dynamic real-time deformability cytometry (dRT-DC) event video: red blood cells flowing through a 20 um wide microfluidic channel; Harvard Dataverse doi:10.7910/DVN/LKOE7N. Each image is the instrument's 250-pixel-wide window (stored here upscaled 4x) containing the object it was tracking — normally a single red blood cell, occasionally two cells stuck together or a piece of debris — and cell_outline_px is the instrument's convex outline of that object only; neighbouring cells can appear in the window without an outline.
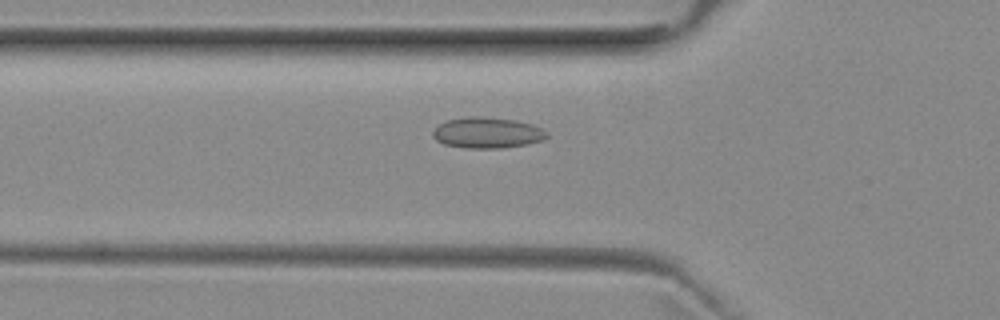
{"species": "common noctule bat (a hibernating species)", "species_latin": "Nyctalus noctula", "temperature_condition": "room temperature", "stored_images_in_passage": 36, "camera_frame_rate_fps": 3000, "um_per_image_px": 0.085, "animal": {"sex": "female", "body_mass_g": 29.2, "forearm_length_mm": 56.3}, "frame": {"image": 1, "passage_image": 6, "time_ms": 1.667, "image_size_px": [1000, 320], "cell_outline_px": [[548, 136], [544, 140], [524, 144], [500, 148], [464, 148], [444, 144], [436, 140], [432, 136], [432, 132], [444, 120], [468, 116], [480, 116], [512, 120], [532, 124], [548, 132]], "centroid_in_image_um": [41.38, 11.28], "position_along_channel_um": 84.4, "area_um2": 20.46}}
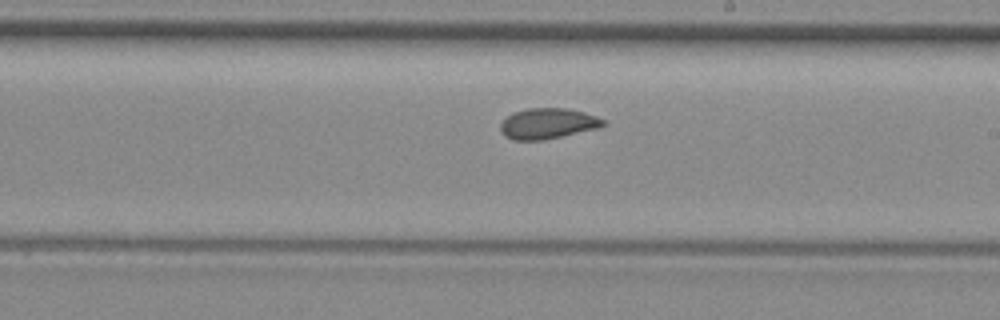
{"frame": {"image": 2, "passage_image": 18, "time_ms": 5.667, "image_size_px": [1000, 320], "cell_outline_px": [[604, 124], [600, 128], [544, 140], [512, 140], [504, 136], [500, 128], [500, 124], [512, 112], [528, 108], [564, 108], [584, 112], [596, 116], [604, 120]], "centroid_in_image_um": [46.55, 10.51], "position_along_channel_um": 242.5, "area_um2": 18.38}}
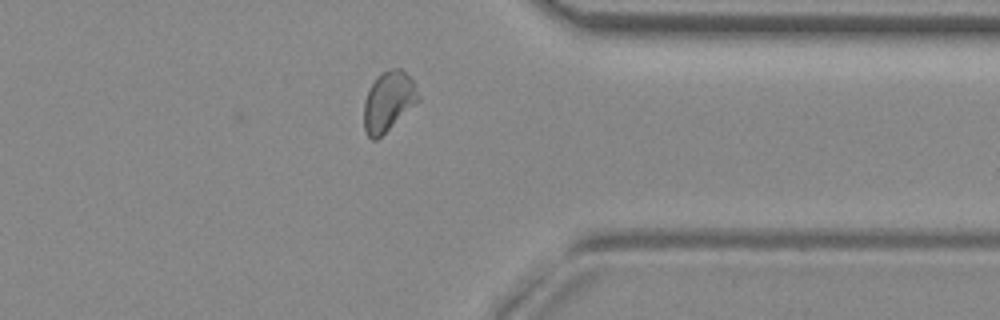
{"frame": {"image": 3, "passage_image": 29, "time_ms": 9.333, "image_size_px": [1000, 320], "cell_outline_px": [[420, 100], [376, 140], [372, 140], [368, 136], [364, 128], [364, 100], [368, 88], [384, 72], [392, 68], [400, 68], [412, 80], [420, 96]], "centroid_in_image_um": [33.0, 8.63], "position_along_channel_um": 378.4, "area_um2": 18.55}}